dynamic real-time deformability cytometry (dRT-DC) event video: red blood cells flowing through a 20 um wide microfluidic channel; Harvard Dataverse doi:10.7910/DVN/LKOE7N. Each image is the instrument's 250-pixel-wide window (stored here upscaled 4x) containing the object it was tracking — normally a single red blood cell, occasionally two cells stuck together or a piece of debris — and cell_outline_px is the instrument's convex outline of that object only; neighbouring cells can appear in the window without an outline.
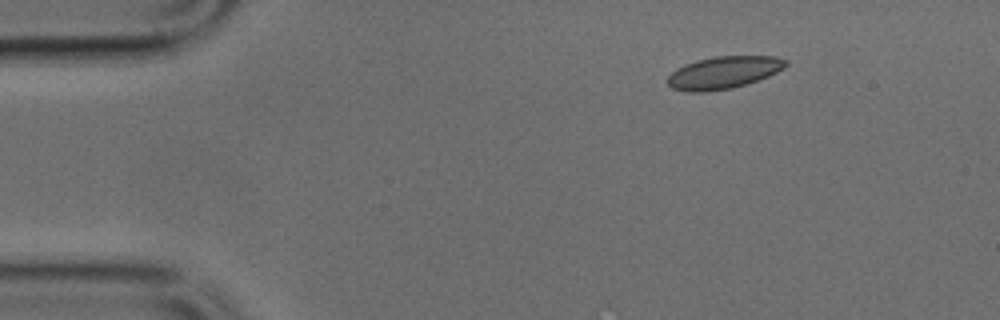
{"species": "common noctule bat (a hibernating species)", "species_latin": "Nyctalus noctula", "temperature_condition": "cold", "stored_images_in_passage": 43, "camera_frame_rate_fps": 3000, "um_per_image_px": 0.085, "animal": {"sex": "male", "body_mass_g": 17.9, "forearm_length_mm": 54.2}, "frame": {"image": 1, "passage_image": 1, "time_ms": 0.0, "image_size_px": [1000, 320], "cell_outline_px": [[788, 64], [784, 68], [768, 76], [732, 88], [708, 92], [688, 92], [672, 88], [668, 84], [668, 76], [676, 68], [684, 64], [696, 60], [716, 56], [776, 56], [788, 60]], "centroid_in_image_um": [61.49, 6.16], "position_along_channel_um": 23.5, "area_um2": 22.31}}
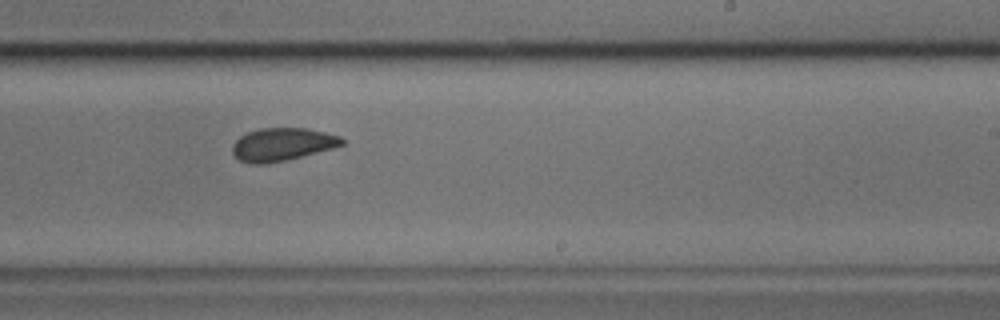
{"frame": {"image": 2, "passage_image": 24, "time_ms": 7.667, "image_size_px": [1000, 320], "cell_outline_px": [[344, 144], [332, 148], [284, 160], [264, 164], [252, 164], [240, 160], [232, 152], [232, 144], [240, 136], [248, 132], [260, 128], [308, 128], [340, 136], [344, 140]], "centroid_in_image_um": [23.97, 12.26], "position_along_channel_um": 265.0, "area_um2": 20.75}}
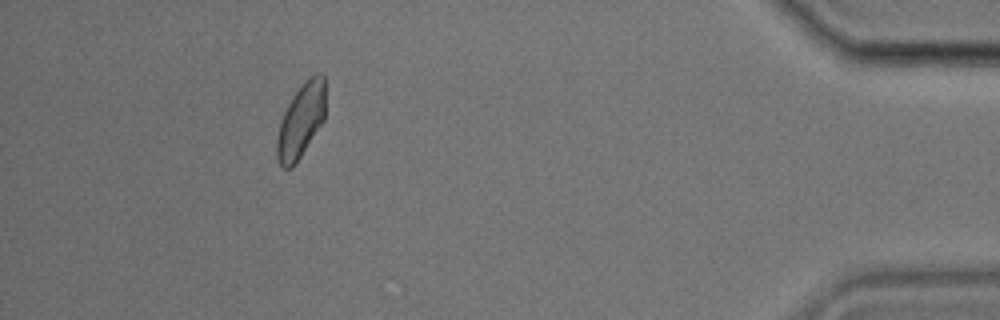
{"frame": {"image": 3, "passage_image": 39, "time_ms": 12.667, "image_size_px": [1000, 320], "cell_outline_px": [[324, 120], [292, 168], [284, 168], [276, 160], [276, 140], [280, 124], [284, 112], [292, 96], [316, 72], [320, 72], [324, 76]], "centroid_in_image_um": [25.56, 10.28], "position_along_channel_um": 409.6, "area_um2": 20.46}}